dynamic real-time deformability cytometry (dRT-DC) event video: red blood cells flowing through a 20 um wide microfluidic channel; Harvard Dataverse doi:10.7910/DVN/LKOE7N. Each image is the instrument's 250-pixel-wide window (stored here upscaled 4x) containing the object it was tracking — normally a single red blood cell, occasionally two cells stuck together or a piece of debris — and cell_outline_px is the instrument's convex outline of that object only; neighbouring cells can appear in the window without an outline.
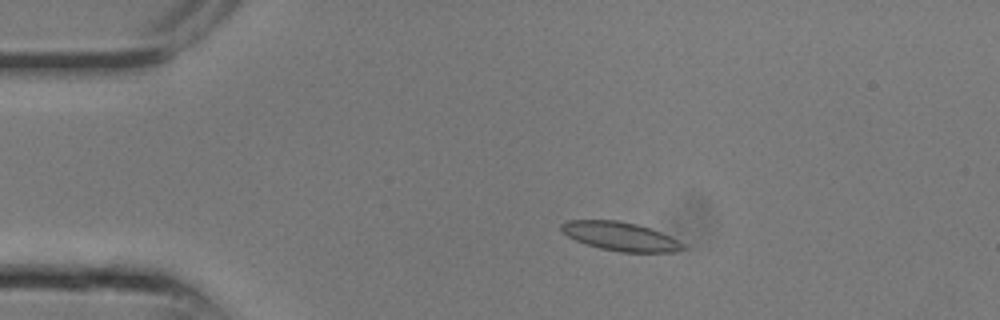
{"species": "common noctule bat (a hibernating species)", "species_latin": "Nyctalus noctula", "temperature_condition": "room temperature", "stored_images_in_passage": 7, "camera_frame_rate_fps": 3000, "um_per_image_px": 0.085, "animal": {"sex": "male", "body_mass_g": 13.3}, "frame": {"image": 1, "passage_image": 4, "time_ms": 1.0, "image_size_px": [1000, 320], "cell_outline_px": [[688, 248], [676, 252], [620, 252], [600, 248], [576, 240], [568, 236], [560, 228], [560, 224], [568, 220], [620, 220], [652, 228], [684, 244]], "centroid_in_image_um": [52.75, 20.09], "position_along_channel_um": 32.2, "area_um2": 20.29}}